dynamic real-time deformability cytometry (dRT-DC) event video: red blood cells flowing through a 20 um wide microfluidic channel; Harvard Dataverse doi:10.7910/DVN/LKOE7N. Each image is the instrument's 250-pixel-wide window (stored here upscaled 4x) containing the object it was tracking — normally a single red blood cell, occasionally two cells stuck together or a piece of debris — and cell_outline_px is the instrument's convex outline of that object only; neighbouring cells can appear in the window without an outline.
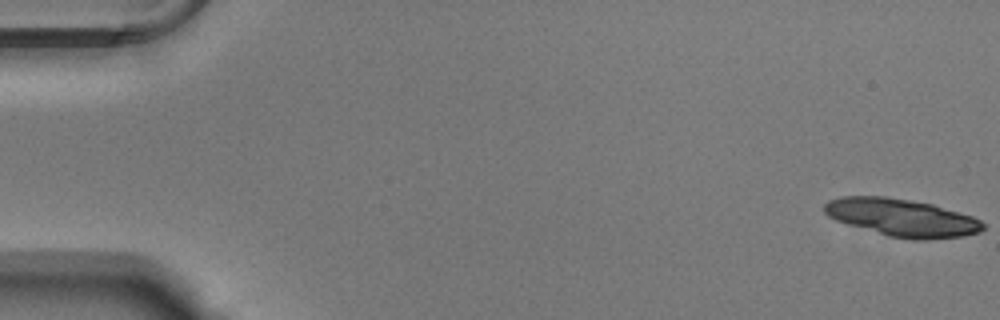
{"species": "Egyptian fruit bat (a non-hibernating species)", "species_latin": "Rousettus aegyptiacus", "temperature_condition": "warm", "stored_images_in_passage": 17, "camera_frame_rate_fps": 3000, "um_per_image_px": 0.085, "animal": {"sex": "male"}, "frame": {"image": 1, "passage_image": 1, "time_ms": 0.0, "image_size_px": [1000, 320], "cell_outline_px": [[984, 228], [980, 232], [964, 236], [928, 240], [912, 240], [888, 236], [848, 224], [836, 220], [828, 216], [824, 212], [824, 204], [828, 200], [840, 196], [884, 196], [932, 204], [972, 216], [980, 220], [984, 224]], "centroid_in_image_um": [76.65, 18.5], "position_along_channel_um": 8.3, "area_um2": 34.74}}